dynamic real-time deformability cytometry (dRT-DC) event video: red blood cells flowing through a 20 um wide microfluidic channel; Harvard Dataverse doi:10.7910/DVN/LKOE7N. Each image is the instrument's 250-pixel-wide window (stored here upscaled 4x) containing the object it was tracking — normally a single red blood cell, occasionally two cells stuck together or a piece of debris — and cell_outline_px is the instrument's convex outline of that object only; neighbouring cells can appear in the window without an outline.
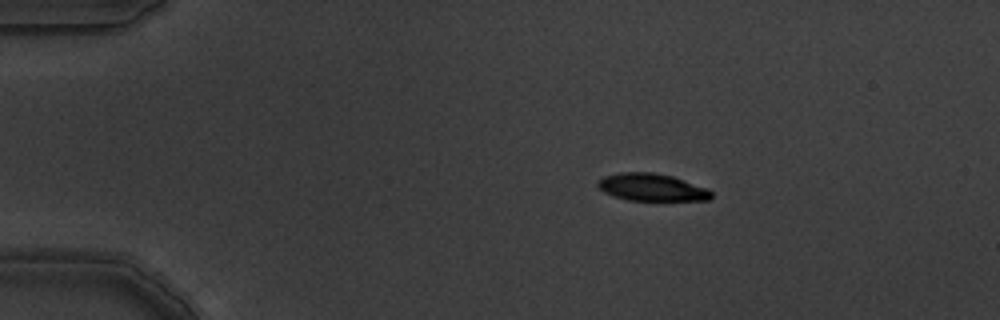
{"species": "common noctule bat (a hibernating species)", "species_latin": "Nyctalus noctula", "temperature_condition": "warm", "stored_images_in_passage": 4, "camera_frame_rate_fps": 3000, "um_per_image_px": 0.085, "animal": {"sex": "male", "body_mass_g": 19.5, "forearm_length_mm": 54.6}, "frame": {"image": 1, "passage_image": 2, "time_ms": 0.333, "image_size_px": [1000, 320], "cell_outline_px": [[712, 196], [708, 200], [628, 200], [604, 192], [596, 184], [596, 180], [604, 176], [620, 172], [652, 172], [672, 176], [708, 188], [712, 192]], "centroid_in_image_um": [55.39, 15.91], "position_along_channel_um": 29.6, "area_um2": 18.03}}